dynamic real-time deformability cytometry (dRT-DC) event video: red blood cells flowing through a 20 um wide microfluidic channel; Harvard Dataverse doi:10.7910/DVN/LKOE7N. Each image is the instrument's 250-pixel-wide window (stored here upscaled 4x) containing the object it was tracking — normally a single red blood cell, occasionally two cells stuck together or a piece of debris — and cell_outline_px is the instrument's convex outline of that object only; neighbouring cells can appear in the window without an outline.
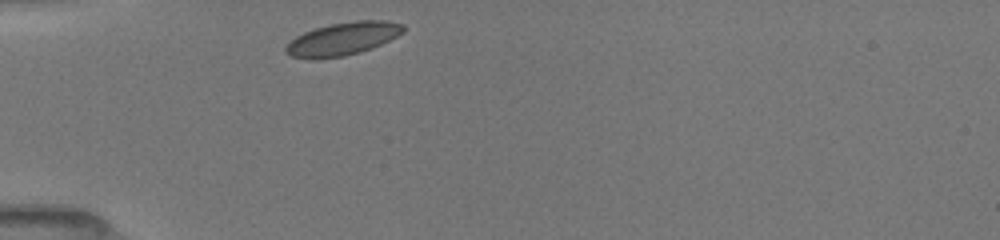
{"species": "common noctule bat (a hibernating species)", "species_latin": "Nyctalus noctula", "temperature_condition": "room temperature", "stored_images_in_passage": 8, "camera_frame_rate_fps": 3000, "um_per_image_px": 0.085, "animal": {"sex": "female", "body_mass_g": 19.5, "forearm_length_mm": 54.1}, "frame": {"image": 1, "passage_image": 1, "time_ms": 0.0, "image_size_px": [1000, 240], "cell_outline_px": [[404, 32], [372, 48], [360, 52], [344, 56], [292, 56], [284, 52], [284, 48], [296, 36], [304, 32], [328, 24], [356, 20], [384, 20], [404, 24]], "centroid_in_image_um": [29.2, 3.25], "position_along_channel_um": 55.8, "area_um2": 21.85}}
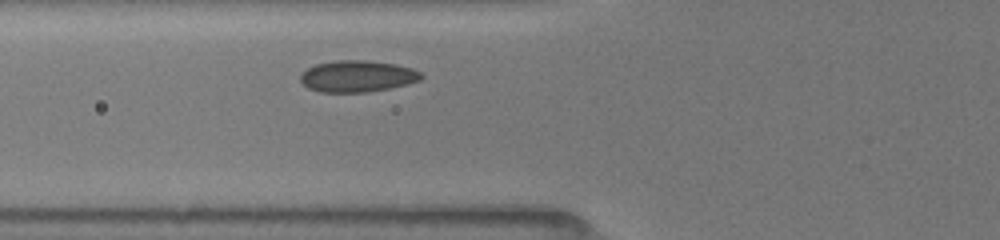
{"frame": {"image": 2, "passage_image": 5, "time_ms": 1.333, "image_size_px": [1000, 240], "cell_outline_px": [[424, 76], [420, 80], [408, 84], [368, 92], [320, 92], [308, 88], [300, 80], [300, 76], [308, 68], [316, 64], [336, 60], [368, 60], [396, 64], [412, 68], [420, 72]], "centroid_in_image_um": [30.4, 6.47], "position_along_channel_um": 95.4, "area_um2": 22.2}}
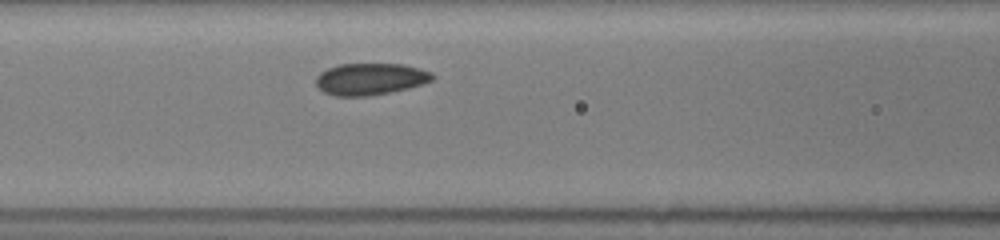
{"frame": {"image": 3, "passage_image": 8, "time_ms": 2.333, "image_size_px": [1000, 240], "cell_outline_px": [[436, 76], [432, 80], [408, 88], [388, 92], [364, 96], [336, 96], [324, 92], [316, 84], [316, 76], [320, 72], [328, 68], [340, 64], [404, 64], [420, 68], [432, 72]], "centroid_in_image_um": [31.48, 6.7], "position_along_channel_um": 135.1, "area_um2": 21.44}}